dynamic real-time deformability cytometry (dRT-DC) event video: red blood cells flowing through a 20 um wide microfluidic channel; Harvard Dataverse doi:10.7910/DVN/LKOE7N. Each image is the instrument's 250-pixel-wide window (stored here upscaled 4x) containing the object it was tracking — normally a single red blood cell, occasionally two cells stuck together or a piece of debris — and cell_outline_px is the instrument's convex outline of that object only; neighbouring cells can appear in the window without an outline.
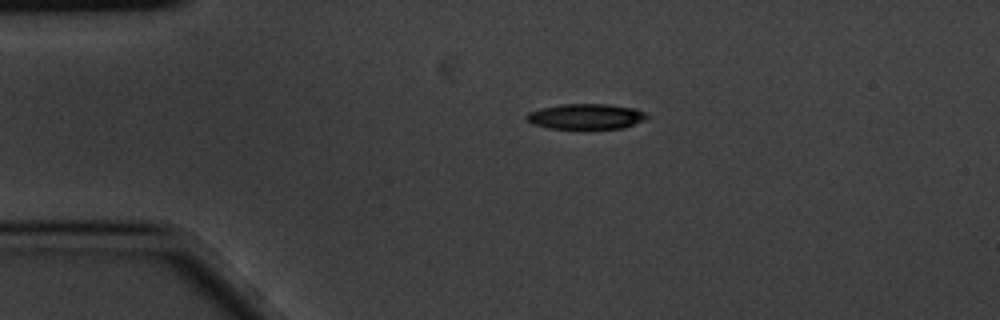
{"species": "common noctule bat (a hibernating species)", "species_latin": "Nyctalus noctula", "temperature_condition": "cold", "stored_images_in_passage": 6, "camera_frame_rate_fps": 3000, "um_per_image_px": 0.085, "animal": {"sex": "male", "body_mass_g": 20.1, "forearm_length_mm": 53.5}, "frame": {"image": 1, "passage_image": 1, "time_ms": 0.0, "image_size_px": [1000, 320], "cell_outline_px": [[652, 116], [648, 120], [624, 128], [584, 132], [580, 132], [548, 128], [532, 124], [524, 116], [528, 112], [540, 108], [560, 104], [608, 104], [636, 108]], "centroid_in_image_um": [49.85, 9.96], "position_along_channel_um": 35.1, "area_um2": 19.25}}
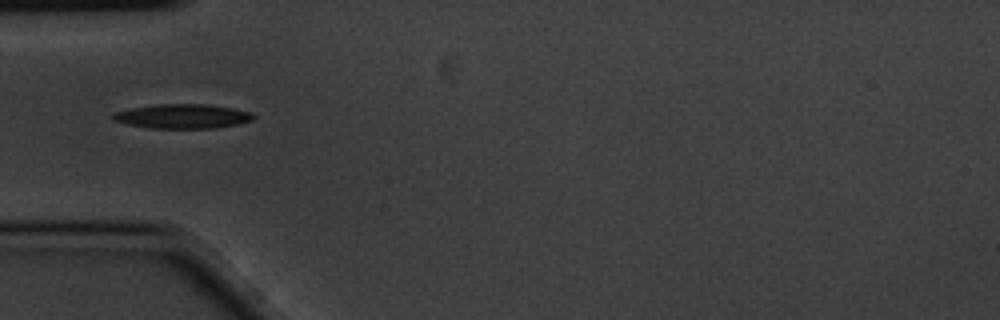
{"frame": {"image": 2, "passage_image": 2, "time_ms": 0.333, "image_size_px": [1000, 320], "cell_outline_px": [[256, 116], [252, 120], [240, 124], [212, 128], [152, 128], [124, 124], [112, 120], [112, 116], [116, 112], [128, 108], [156, 104], [204, 104], [232, 108], [252, 112]], "centroid_in_image_um": [15.5, 9.88], "position_along_channel_um": 69.5, "area_um2": 20.06}}
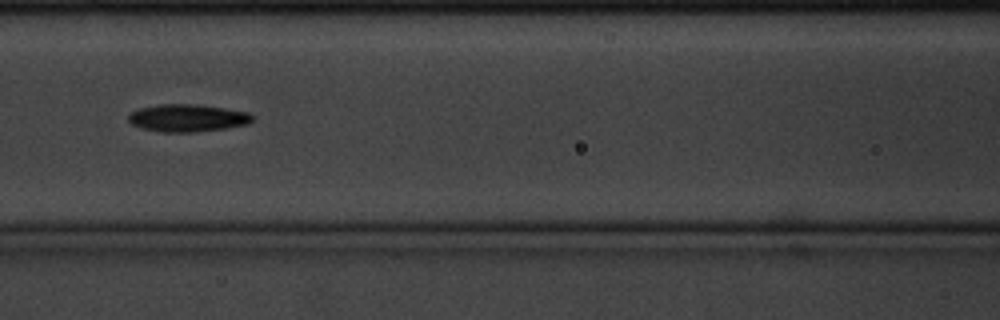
{"frame": {"image": 3, "passage_image": 4, "time_ms": 1.0, "image_size_px": [1000, 320], "cell_outline_px": [[252, 120], [248, 124], [224, 128], [196, 132], [160, 132], [140, 128], [132, 124], [128, 120], [128, 116], [132, 112], [140, 108], [160, 104], [196, 104], [224, 108], [248, 112], [252, 116]], "centroid_in_image_um": [15.91, 10.03], "position_along_channel_um": 150.7, "area_um2": 19.77}}